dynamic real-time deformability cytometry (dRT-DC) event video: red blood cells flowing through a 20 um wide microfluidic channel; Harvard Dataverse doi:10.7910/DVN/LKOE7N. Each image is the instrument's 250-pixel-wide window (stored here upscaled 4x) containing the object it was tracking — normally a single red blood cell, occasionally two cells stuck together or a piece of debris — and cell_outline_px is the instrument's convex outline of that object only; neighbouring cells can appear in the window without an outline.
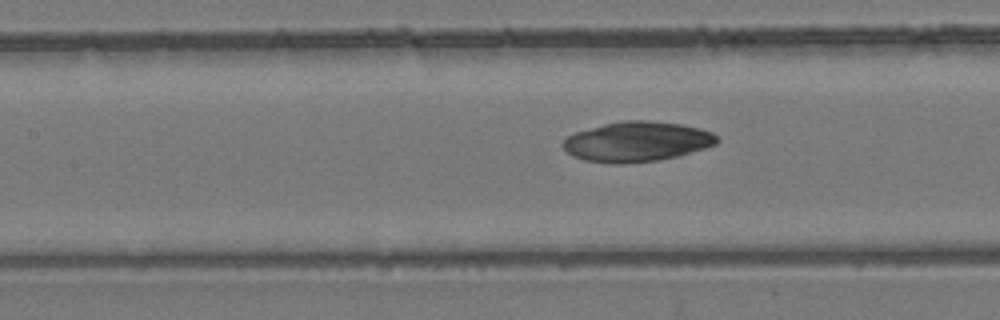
{"species": "common noctule bat (a hibernating species)", "species_latin": "Nyctalus noctula", "temperature_condition": "room temperature", "stored_images_in_passage": 7, "segment_of_instrument_passage": [2, 2], "camera_frame_rate_fps": 3000, "um_per_image_px": 0.085, "animal": {"sex": "female", "body_mass_g": 24.6, "forearm_length_mm": 56.2}, "frame": {"image": 1, "passage_image": 7, "time_ms": 7.667, "image_size_px": [1000, 320], "cell_outline_px": [[720, 140], [716, 144], [704, 148], [676, 156], [656, 160], [624, 164], [616, 164], [584, 160], [572, 156], [564, 148], [564, 140], [568, 136], [576, 132], [604, 124], [624, 120], [644, 120], [680, 124], [700, 128], [712, 132]], "centroid_in_image_um": [54.14, 12.04], "position_along_channel_um": 153.3, "area_um2": 35.55}}